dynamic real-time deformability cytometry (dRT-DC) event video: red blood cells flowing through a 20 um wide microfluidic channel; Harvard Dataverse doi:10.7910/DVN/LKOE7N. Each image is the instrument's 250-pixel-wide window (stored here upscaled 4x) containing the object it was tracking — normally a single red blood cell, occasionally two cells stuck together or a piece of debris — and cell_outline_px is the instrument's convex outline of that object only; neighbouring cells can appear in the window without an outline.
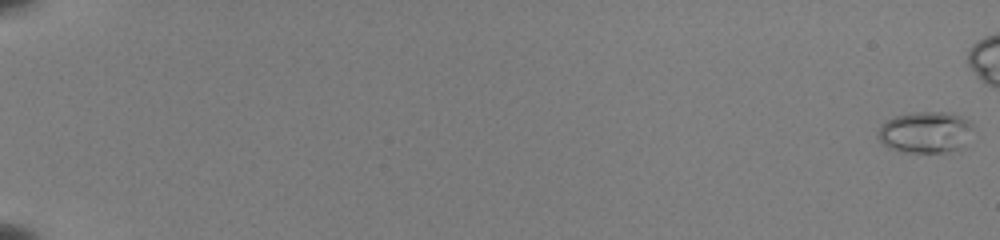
{"species": "common noctule bat (a hibernating species)", "species_latin": "Nyctalus noctula", "temperature_condition": "room temperature", "stored_images_in_passage": 50, "camera_frame_rate_fps": 3000, "um_per_image_px": 0.085, "animal": {"sex": "female", "body_mass_g": 22.0, "forearm_length_mm": 56.7}, "frame": {"image": 1, "passage_image": 1, "time_ms": 0.0, "image_size_px": [1000, 240], "cell_outline_px": [[972, 128], [960, 148], [948, 152], [904, 152], [888, 148], [876, 136], [880, 128], [888, 120], [896, 116], [916, 112], [952, 112], [968, 120], [972, 124]], "centroid_in_image_um": [78.64, 11.24], "position_along_channel_um": 6.4, "area_um2": 22.6}}
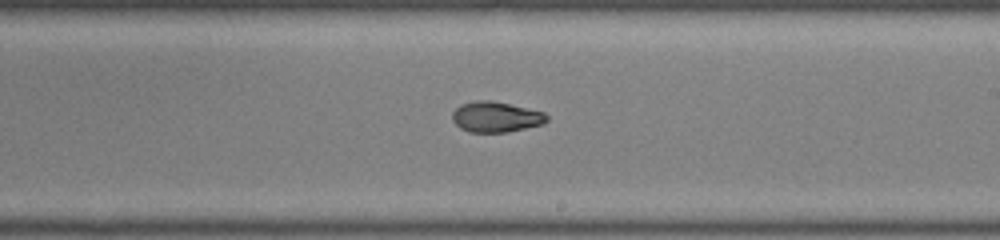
{"frame": {"image": 2, "passage_image": 36, "time_ms": 11.667, "image_size_px": [1000, 240], "cell_outline_px": [[548, 120], [540, 124], [508, 132], [468, 132], [460, 128], [452, 120], [452, 112], [460, 104], [476, 100], [492, 100], [544, 112], [548, 116]], "centroid_in_image_um": [42.11, 9.93], "position_along_channel_um": 246.9, "area_um2": 16.76}}
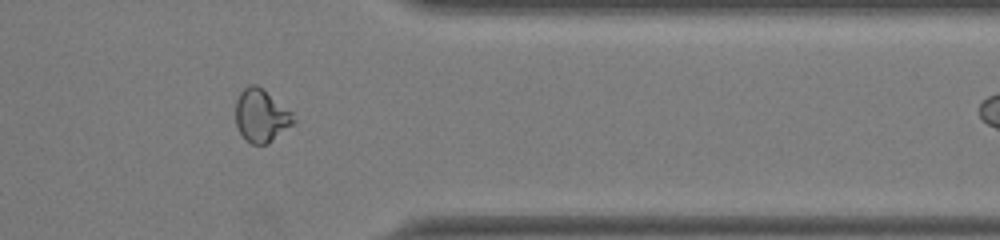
{"frame": {"image": 3, "passage_image": 47, "time_ms": 15.333, "image_size_px": [1000, 240], "cell_outline_px": [[296, 120], [292, 124], [268, 144], [252, 144], [240, 132], [236, 124], [236, 100], [240, 92], [248, 84], [256, 84], [264, 88], [292, 112]], "centroid_in_image_um": [22.2, 9.79], "position_along_channel_um": 389.2, "area_um2": 17.8}}